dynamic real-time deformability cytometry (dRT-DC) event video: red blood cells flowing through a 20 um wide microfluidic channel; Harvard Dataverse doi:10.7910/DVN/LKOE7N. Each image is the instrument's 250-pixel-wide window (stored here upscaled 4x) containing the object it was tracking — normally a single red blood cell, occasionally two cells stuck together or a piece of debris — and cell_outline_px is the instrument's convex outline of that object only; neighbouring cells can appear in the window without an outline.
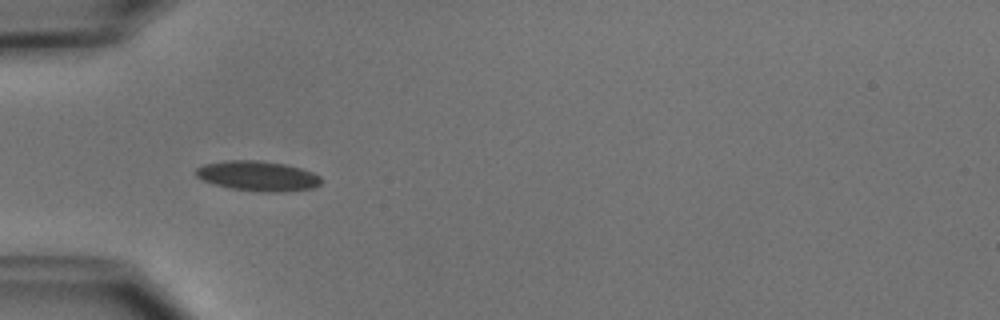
{"species": "common noctule bat (a hibernating species)", "species_latin": "Nyctalus noctula", "temperature_condition": "cold", "stored_images_in_passage": 6, "camera_frame_rate_fps": 3000, "um_per_image_px": 0.085, "animal": {"sex": "male", "body_mass_g": 15.6}, "frame": {"image": 1, "passage_image": 5, "time_ms": 4.667, "image_size_px": [1000, 320], "cell_outline_px": [[324, 180], [316, 188], [284, 192], [264, 192], [228, 188], [212, 184], [196, 176], [196, 168], [204, 164], [228, 160], [256, 160], [284, 164], [300, 168], [312, 172], [320, 176]], "centroid_in_image_um": [21.94, 14.97], "position_along_channel_um": 63.1, "area_um2": 22.08}}